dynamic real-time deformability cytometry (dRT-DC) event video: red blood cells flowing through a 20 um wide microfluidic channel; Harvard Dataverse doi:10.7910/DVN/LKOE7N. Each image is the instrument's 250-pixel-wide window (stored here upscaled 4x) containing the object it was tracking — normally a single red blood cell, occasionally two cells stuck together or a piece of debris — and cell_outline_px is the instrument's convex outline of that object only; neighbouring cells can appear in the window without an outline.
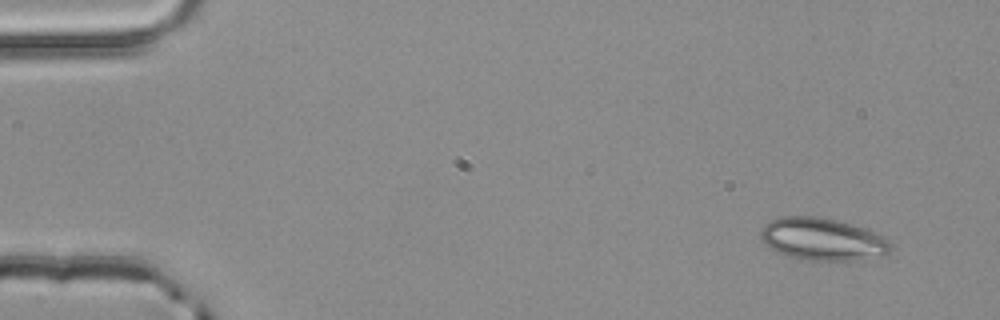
{"species": "common noctule bat (a hibernating species)", "species_latin": "Nyctalus noctula", "temperature_condition": "room temperature", "stored_images_in_passage": 3, "camera_frame_rate_fps": 3000, "um_per_image_px": 0.085, "animal": {"sex": "male", "body_mass_g": 20.4}, "frame": {"image": 1, "passage_image": 1, "time_ms": 0.0, "image_size_px": [1000, 320], "cell_outline_px": [[892, 244], [888, 252], [884, 256], [852, 260], [808, 260], [788, 256], [764, 244], [760, 236], [760, 228], [764, 224], [780, 216], [816, 216], [836, 220], [852, 224], [876, 232], [884, 236]], "centroid_in_image_um": [69.92, 20.32], "position_along_channel_um": 15.1, "area_um2": 32.14}}